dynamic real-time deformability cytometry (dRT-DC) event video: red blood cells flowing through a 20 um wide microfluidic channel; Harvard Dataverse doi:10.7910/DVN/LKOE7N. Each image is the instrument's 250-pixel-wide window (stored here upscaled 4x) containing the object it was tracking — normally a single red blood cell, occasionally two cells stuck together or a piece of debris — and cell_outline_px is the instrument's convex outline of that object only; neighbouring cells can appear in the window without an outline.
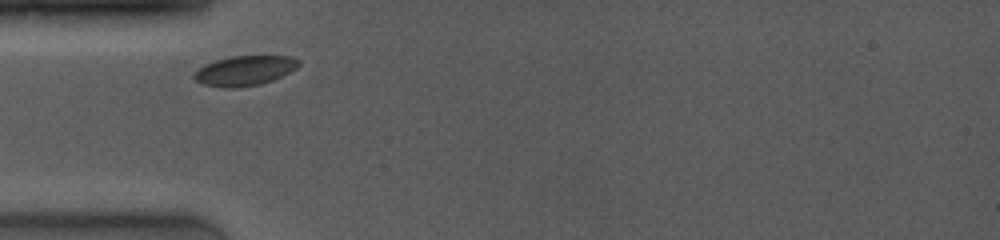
{"species": "common noctule bat (a hibernating species)", "species_latin": "Nyctalus noctula", "temperature_condition": "room temperature", "stored_images_in_passage": 39, "camera_frame_rate_fps": 4000, "um_per_image_px": 0.085, "animal": {"sex": "female", "body_mass_g": 19.0, "forearm_length_mm": 53.3}, "frame": {"image": 1, "passage_image": 1, "time_ms": 0.0, "image_size_px": [1000, 240], "cell_outline_px": [[300, 64], [296, 68], [272, 80], [260, 84], [236, 88], [224, 88], [204, 84], [196, 80], [192, 76], [204, 64], [216, 60], [232, 56], [288, 56], [300, 60]], "centroid_in_image_um": [20.79, 6.0], "position_along_channel_um": 64.2, "area_um2": 17.98}}
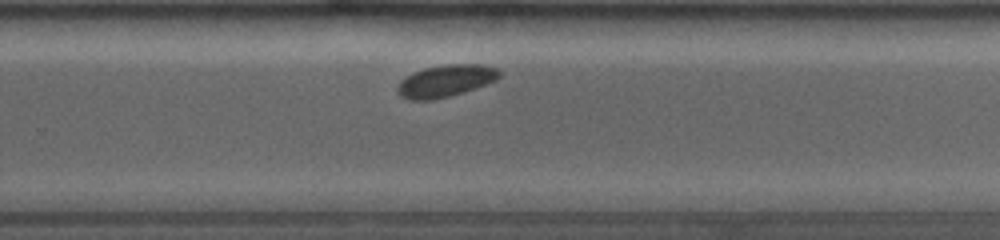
{"frame": {"image": 2, "passage_image": 22, "time_ms": 6.0, "image_size_px": [1000, 240], "cell_outline_px": [[500, 76], [496, 80], [464, 92], [432, 100], [408, 100], [400, 96], [396, 92], [396, 88], [400, 80], [412, 72], [424, 68], [440, 64], [480, 64], [496, 68], [500, 72]], "centroid_in_image_um": [37.82, 6.87], "position_along_channel_um": 292.0, "area_um2": 19.19}}
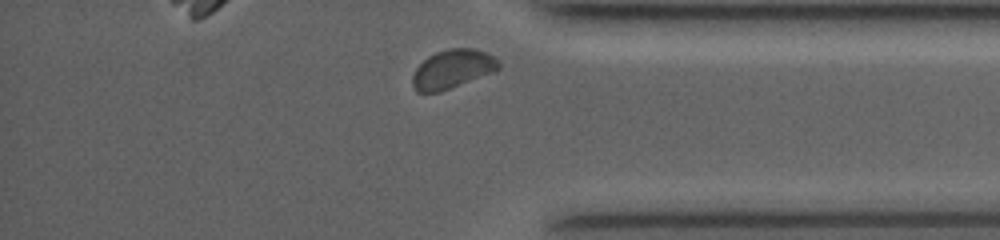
{"frame": {"image": 3, "passage_image": 36, "time_ms": 8.75, "image_size_px": [1000, 240], "cell_outline_px": [[500, 68], [492, 72], [440, 92], [416, 92], [412, 84], [412, 76], [416, 68], [428, 56], [436, 52], [452, 48], [472, 48], [484, 52], [492, 56], [500, 64]], "centroid_in_image_um": [38.42, 5.88], "position_along_channel_um": 396.8, "area_um2": 19.13}, "authors_computed_cell_mechanics": {"area_um2": 18.8428, "velocity_mm_per_s": 3.8307, "shape_relaxation_time_tau1_ms": 2.1626, "shape_relaxation_time_tau2_ms": null, "deformation_change_tau1": 0.0489, "deformation_change_tau2": null}}